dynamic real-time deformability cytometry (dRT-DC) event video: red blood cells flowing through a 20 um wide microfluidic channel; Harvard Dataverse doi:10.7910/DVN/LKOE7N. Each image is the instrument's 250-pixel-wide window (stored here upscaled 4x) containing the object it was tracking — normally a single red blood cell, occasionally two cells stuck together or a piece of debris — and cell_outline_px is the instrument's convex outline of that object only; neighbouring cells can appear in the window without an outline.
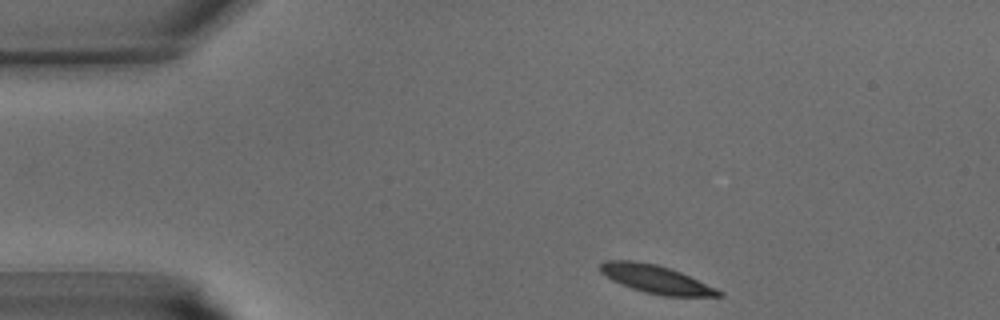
{"species": "common noctule bat (a hibernating species)", "species_latin": "Nyctalus noctula", "temperature_condition": "warm", "stored_images_in_passage": 36, "camera_frame_rate_fps": 3000, "um_per_image_px": 0.085, "animal": {"sex": "male", "body_mass_g": 15.6}, "frame": {"image": 1, "passage_image": 1, "time_ms": 0.0, "image_size_px": [1000, 320], "cell_outline_px": [[724, 296], [664, 296], [644, 292], [620, 284], [612, 280], [600, 272], [600, 264], [604, 260], [632, 260], [656, 264], [680, 272], [716, 288], [724, 292]], "centroid_in_image_um": [55.74, 23.73], "position_along_channel_um": 29.3, "area_um2": 19.31}}
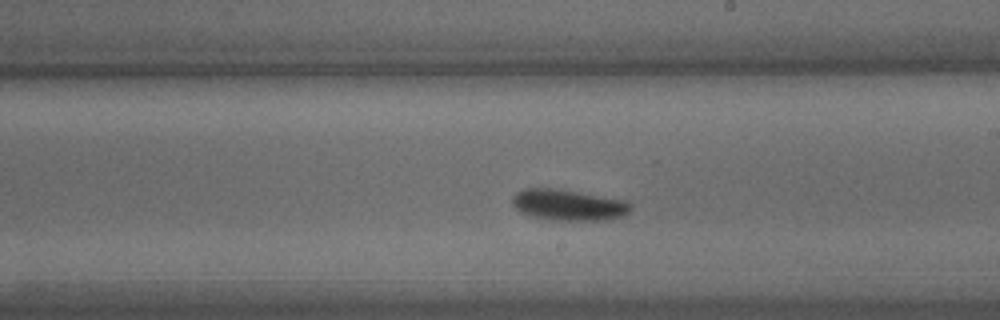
{"frame": {"image": 2, "passage_image": 18, "time_ms": 5.667, "image_size_px": [1000, 320], "cell_outline_px": [[632, 208], [624, 216], [612, 220], [556, 220], [528, 216], [516, 208], [512, 204], [512, 196], [516, 192], [524, 188], [548, 188], [576, 192], [628, 200], [632, 204]], "centroid_in_image_um": [48.34, 17.43], "position_along_channel_um": 240.7, "area_um2": 21.5}}
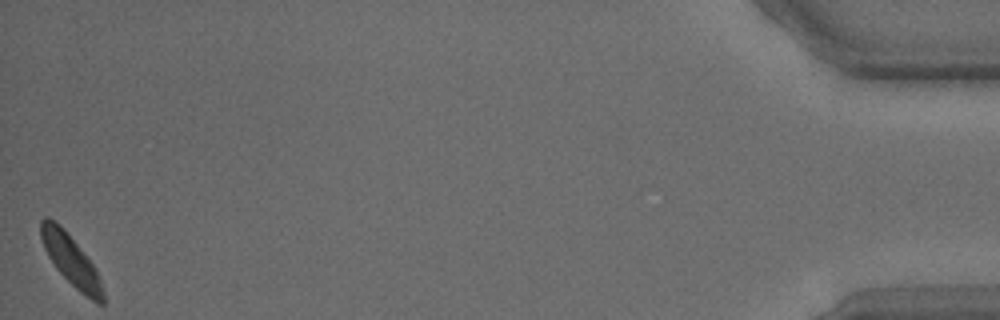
{"frame": {"image": 3, "passage_image": 36, "time_ms": 11.667, "image_size_px": [1000, 320], "cell_outline_px": [[104, 304], [96, 304], [80, 292], [56, 268], [48, 256], [44, 248], [40, 236], [40, 220], [44, 216], [48, 216], [60, 224], [92, 264], [100, 280], [104, 292]], "centroid_in_image_um": [6.0, 22.11], "position_along_channel_um": 429.2, "area_um2": 17.98}}